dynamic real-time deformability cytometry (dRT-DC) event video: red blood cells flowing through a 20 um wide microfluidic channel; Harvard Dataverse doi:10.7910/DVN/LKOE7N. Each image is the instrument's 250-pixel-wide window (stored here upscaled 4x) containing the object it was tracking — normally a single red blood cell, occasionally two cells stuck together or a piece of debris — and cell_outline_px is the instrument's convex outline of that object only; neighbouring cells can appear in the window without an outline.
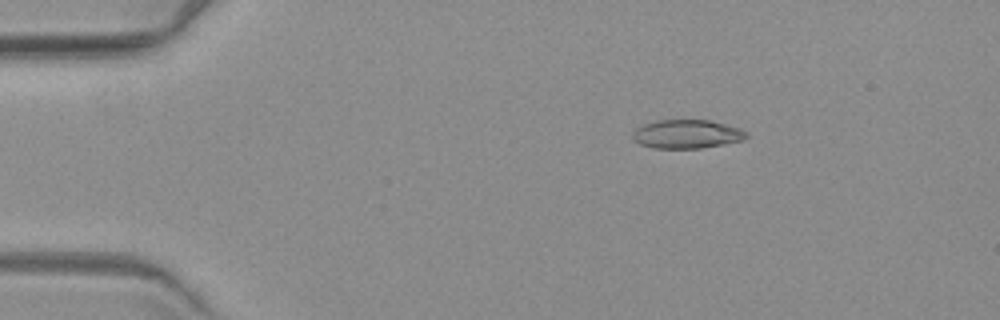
{"species": "common noctule bat (a hibernating species)", "species_latin": "Nyctalus noctula", "temperature_condition": "warm", "stored_images_in_passage": 4, "camera_frame_rate_fps": 3000, "um_per_image_px": 0.085, "animal": {"sex": "female", "body_mass_g": 19.3, "forearm_length_mm": 54.1}, "frame": {"image": 1, "passage_image": 2, "time_ms": 1.0, "image_size_px": [1000, 320], "cell_outline_px": [[748, 136], [744, 140], [724, 144], [700, 148], [652, 148], [640, 144], [632, 140], [632, 132], [636, 128], [644, 124], [656, 120], [708, 120], [740, 128], [748, 132]], "centroid_in_image_um": [58.36, 11.4], "position_along_channel_um": 26.6, "area_um2": 19.13}}
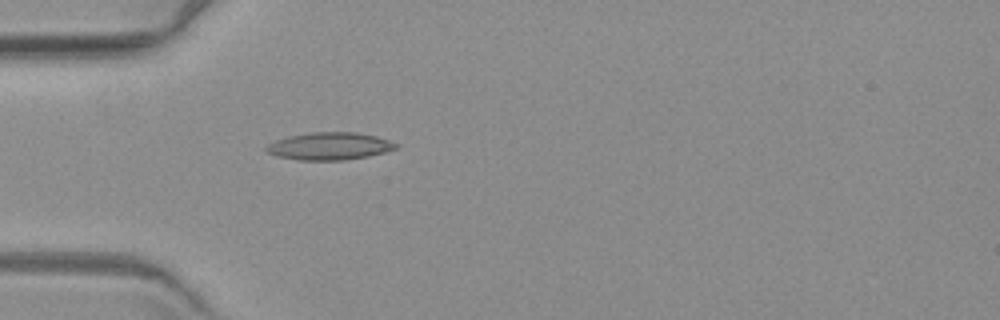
{"frame": {"image": 2, "passage_image": 4, "time_ms": 3.667, "image_size_px": [1000, 320], "cell_outline_px": [[400, 144], [396, 148], [384, 152], [368, 156], [344, 160], [300, 160], [276, 156], [264, 152], [264, 148], [268, 144], [276, 140], [288, 136], [312, 132], [356, 132], [376, 136]], "centroid_in_image_um": [27.98, 12.42], "position_along_channel_um": 57.0, "area_um2": 20.81}}